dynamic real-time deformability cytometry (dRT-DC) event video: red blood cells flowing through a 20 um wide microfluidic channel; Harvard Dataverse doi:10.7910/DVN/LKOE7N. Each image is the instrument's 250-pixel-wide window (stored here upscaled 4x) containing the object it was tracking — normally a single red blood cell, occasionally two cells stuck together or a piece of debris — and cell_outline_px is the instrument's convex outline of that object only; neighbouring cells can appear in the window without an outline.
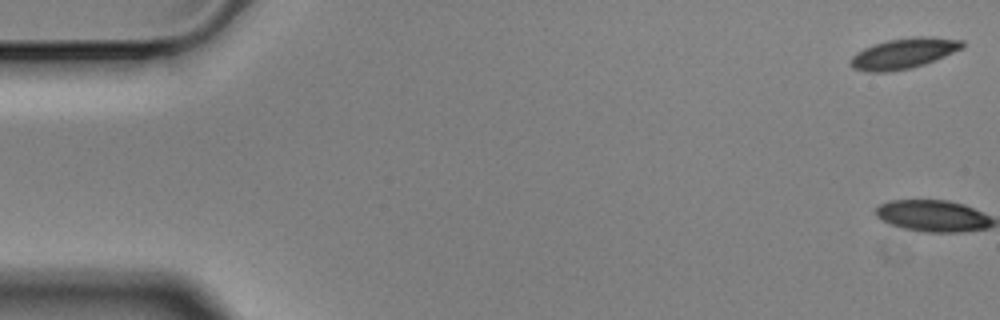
{"species": "Egyptian fruit bat (a non-hibernating species)", "species_latin": "Rousettus aegyptiacus", "temperature_condition": "cold", "stored_images_in_passage": 2, "camera_frame_rate_fps": 3000, "um_per_image_px": 0.085, "animal": {"sex": "male"}, "frame": {"image": 1, "passage_image": 1, "time_ms": 0.0, "image_size_px": [1000, 320], "cell_outline_px": [[964, 48], [924, 64], [912, 68], [888, 72], [864, 72], [852, 68], [848, 64], [848, 60], [856, 52], [864, 48], [888, 40], [912, 36], [928, 36], [964, 40]], "centroid_in_image_um": [76.78, 4.54], "position_along_channel_um": 8.2, "area_um2": 20.11}}